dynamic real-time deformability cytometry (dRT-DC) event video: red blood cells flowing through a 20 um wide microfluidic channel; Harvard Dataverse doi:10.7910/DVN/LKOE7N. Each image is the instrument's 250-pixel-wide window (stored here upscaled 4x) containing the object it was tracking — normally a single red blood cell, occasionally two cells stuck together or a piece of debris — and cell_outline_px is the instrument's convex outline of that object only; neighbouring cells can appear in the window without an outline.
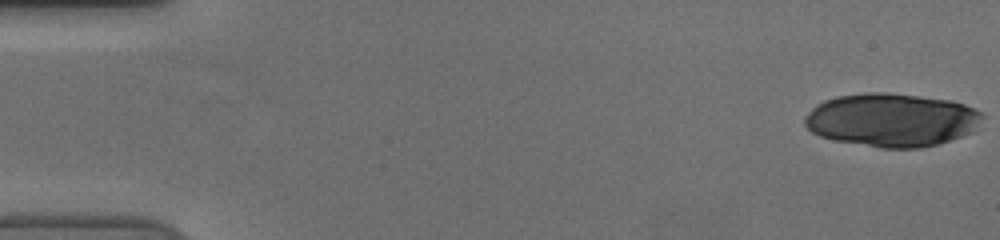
{"species": "human", "species_latin": "Homo sapiens", "temperature_condition": "cold", "stored_images_in_passage": 55, "camera_frame_rate_fps": 3000, "um_per_image_px": 0.085, "donor": {"sex": "female"}, "frame": {"image": 1, "passage_image": 1, "time_ms": 0.0, "image_size_px": [1000, 240], "cell_outline_px": [[984, 116], [972, 132], [936, 144], [920, 148], [880, 148], [836, 140], [820, 136], [812, 132], [804, 124], [804, 116], [816, 104], [824, 100], [836, 96], [864, 92], [888, 92], [952, 100], [964, 104], [984, 112]], "centroid_in_image_um": [75.78, 10.18], "position_along_channel_um": 9.2, "area_um2": 55.43}}
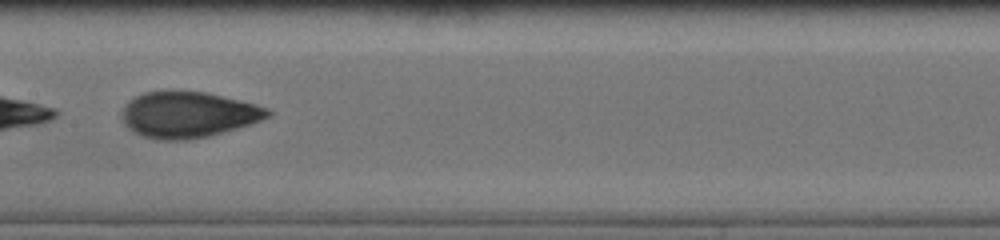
{"frame": {"image": 2, "passage_image": 29, "time_ms": 9.333, "image_size_px": [1000, 240], "cell_outline_px": [[272, 116], [236, 128], [208, 136], [184, 140], [156, 140], [132, 132], [124, 124], [120, 116], [120, 112], [124, 104], [128, 100], [144, 92], [204, 92], [256, 104], [268, 108], [272, 112]], "centroid_in_image_um": [15.94, 9.76], "position_along_channel_um": 191.5, "area_um2": 38.9}}
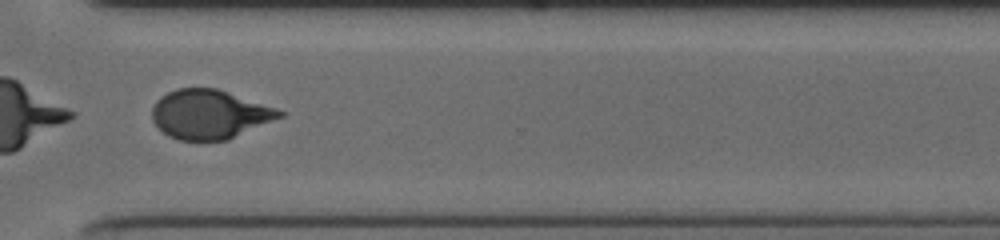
{"frame": {"image": 3, "passage_image": 42, "time_ms": 13.667, "image_size_px": [1000, 240], "cell_outline_px": [[284, 116], [228, 140], [180, 140], [168, 136], [152, 120], [152, 108], [156, 100], [160, 96], [176, 88], [216, 88], [276, 108], [284, 112]], "centroid_in_image_um": [17.8, 9.71], "position_along_channel_um": 352.8, "area_um2": 36.36}, "authors_computed_cell_mechanics": {"area_um2": 39.882, "velocity_mm_per_s": 3.7201, "shape_relaxation_time_tau1_ms": 4.5267, "shape_relaxation_time_tau2_ms": 1.0664, "deformation_change_tau1": 0.1772, "deformation_change_tau2": 0.0611}}